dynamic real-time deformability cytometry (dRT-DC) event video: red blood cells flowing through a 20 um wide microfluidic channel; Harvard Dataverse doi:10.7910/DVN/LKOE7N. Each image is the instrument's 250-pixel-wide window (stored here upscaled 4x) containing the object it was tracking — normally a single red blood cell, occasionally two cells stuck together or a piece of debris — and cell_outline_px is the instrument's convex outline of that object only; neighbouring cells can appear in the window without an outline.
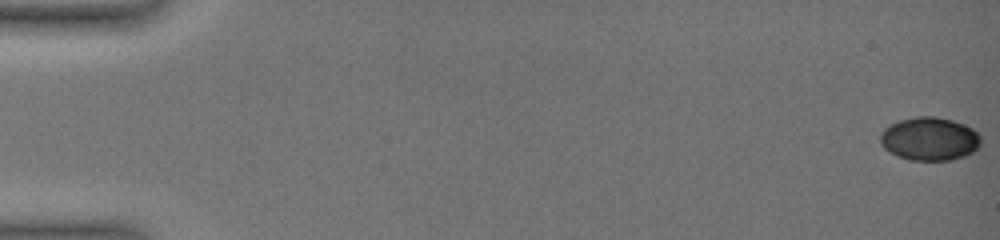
{"species": "common noctule bat (a hibernating species)", "species_latin": "Nyctalus noctula", "temperature_condition": "warm", "stored_images_in_passage": 118, "camera_frame_rate_fps": 3000, "um_per_image_px": 0.085, "animal": {"sex": "female", "body_mass_g": 19.0, "forearm_length_mm": 51.5}, "frame": {"image": 1, "passage_image": 1, "time_ms": 0.0, "image_size_px": [1000, 240], "cell_outline_px": [[980, 144], [972, 152], [964, 156], [952, 160], [908, 160], [884, 148], [880, 144], [880, 132], [884, 128], [900, 120], [916, 116], [936, 116], [952, 120], [964, 124], [972, 128], [980, 136]], "centroid_in_image_um": [79.0, 11.79], "position_along_channel_um": 6.0, "area_um2": 25.32}}
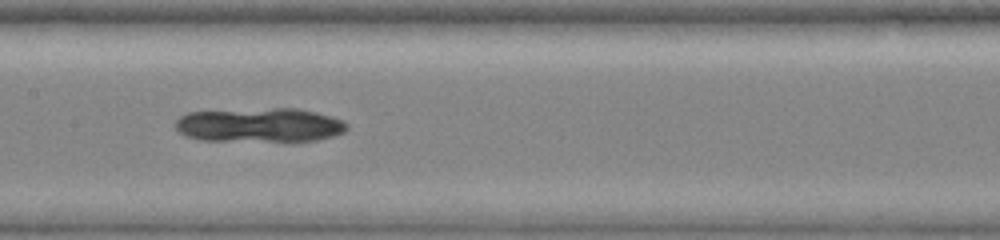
{"frame": {"image": 2, "passage_image": 68, "time_ms": 10.0, "image_size_px": [1000, 240], "cell_outline_px": [[348, 128], [344, 132], [332, 136], [316, 140], [200, 140], [184, 136], [176, 128], [176, 120], [180, 116], [188, 112], [272, 108], [296, 108], [316, 112], [332, 116], [344, 120], [348, 124]], "centroid_in_image_um": [22.08, 10.61], "position_along_channel_um": 185.3, "area_um2": 33.93}}
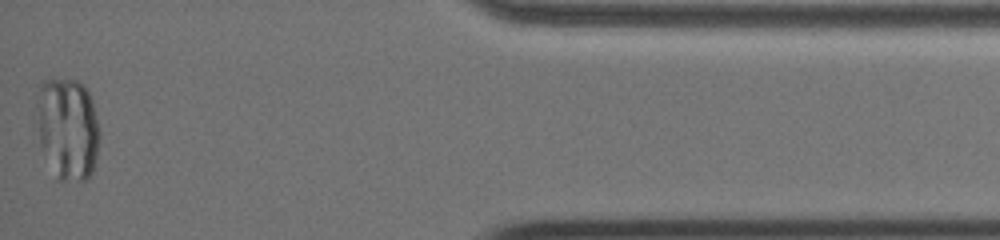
{"frame": {"image": 3, "passage_image": 117, "time_ms": 18.0, "image_size_px": [1000, 240], "cell_outline_px": [[100, 132], [96, 156], [92, 172], [84, 180], [56, 180], [40, 144], [36, 108], [36, 100], [40, 84], [44, 80], [76, 80], [84, 84], [92, 100]], "centroid_in_image_um": [5.74, 10.92], "position_along_channel_um": 429.5, "area_um2": 37.57}}